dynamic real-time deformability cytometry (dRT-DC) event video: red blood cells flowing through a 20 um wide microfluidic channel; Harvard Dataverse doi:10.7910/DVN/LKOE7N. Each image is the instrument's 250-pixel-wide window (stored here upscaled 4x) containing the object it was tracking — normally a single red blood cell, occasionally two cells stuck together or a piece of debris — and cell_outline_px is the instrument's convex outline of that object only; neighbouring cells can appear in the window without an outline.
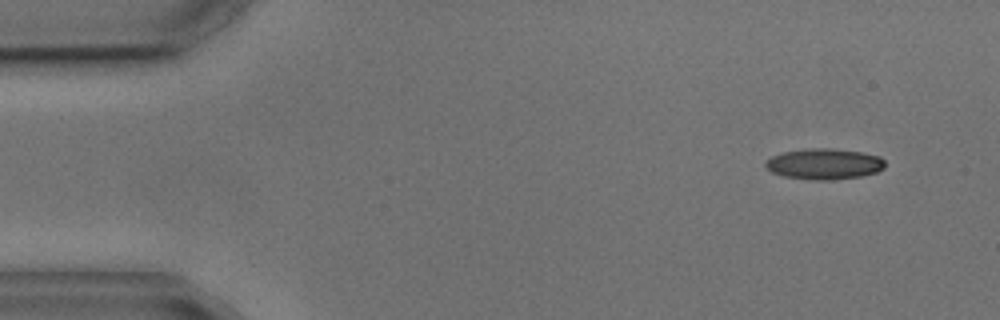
{"species": "common noctule bat (a hibernating species)", "species_latin": "Nyctalus noctula", "temperature_condition": "cold", "stored_images_in_passage": 5, "camera_frame_rate_fps": 3000, "um_per_image_px": 0.085, "animal": {"sex": "male", "body_mass_g": 17.9, "forearm_length_mm": 54.2}, "frame": {"image": 1, "passage_image": 1, "time_ms": 0.0, "image_size_px": [1000, 320], "cell_outline_px": [[884, 168], [876, 172], [860, 176], [832, 180], [812, 180], [784, 176], [772, 172], [764, 164], [764, 160], [772, 156], [784, 152], [804, 148], [832, 148], [860, 152], [880, 156], [884, 160]], "centroid_in_image_um": [70.04, 13.93], "position_along_channel_um": 15.0, "area_um2": 21.5}}